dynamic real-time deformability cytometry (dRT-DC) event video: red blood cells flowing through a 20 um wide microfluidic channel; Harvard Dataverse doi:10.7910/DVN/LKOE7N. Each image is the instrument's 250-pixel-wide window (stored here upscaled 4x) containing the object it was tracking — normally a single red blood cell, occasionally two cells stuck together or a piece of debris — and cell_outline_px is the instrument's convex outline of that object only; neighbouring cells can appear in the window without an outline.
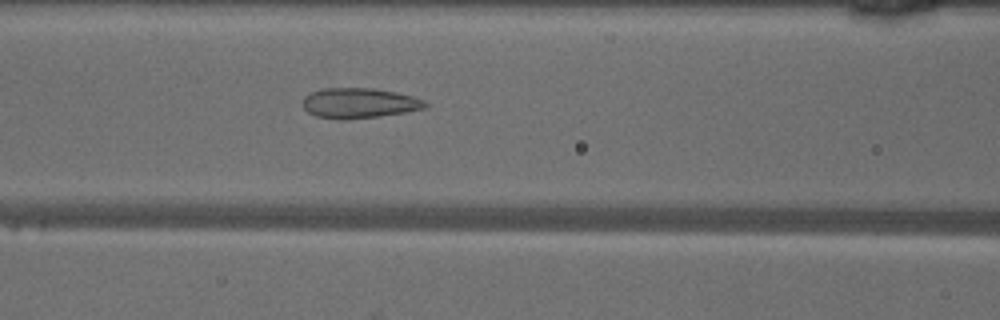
{"species": "common noctule bat (a hibernating species)", "species_latin": "Nyctalus noctula", "temperature_condition": "warm", "stored_images_in_passage": 48, "camera_frame_rate_fps": 3000, "um_per_image_px": 0.085, "animal": {"sex": "male", "body_mass_g": 18.8}, "frame": {"image": 1, "passage_image": 19, "time_ms": 6.0, "image_size_px": [1000, 320], "cell_outline_px": [[428, 104], [424, 108], [404, 112], [380, 116], [344, 120], [340, 120], [316, 116], [308, 112], [304, 108], [304, 96], [312, 92], [324, 88], [372, 88], [396, 92], [412, 96], [424, 100]], "centroid_in_image_um": [30.52, 8.76], "position_along_channel_um": 136.1, "area_um2": 21.44}}
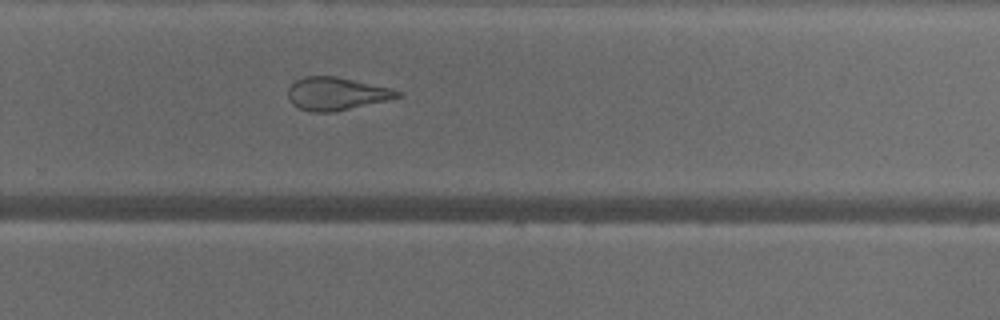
{"frame": {"image": 2, "passage_image": 31, "time_ms": 10.0, "image_size_px": [1000, 320], "cell_outline_px": [[404, 96], [388, 100], [332, 112], [308, 112], [292, 104], [288, 96], [288, 88], [296, 80], [304, 76], [336, 76], [392, 88], [404, 92]], "centroid_in_image_um": [28.62, 7.96], "position_along_channel_um": 301.2, "area_um2": 21.1}}
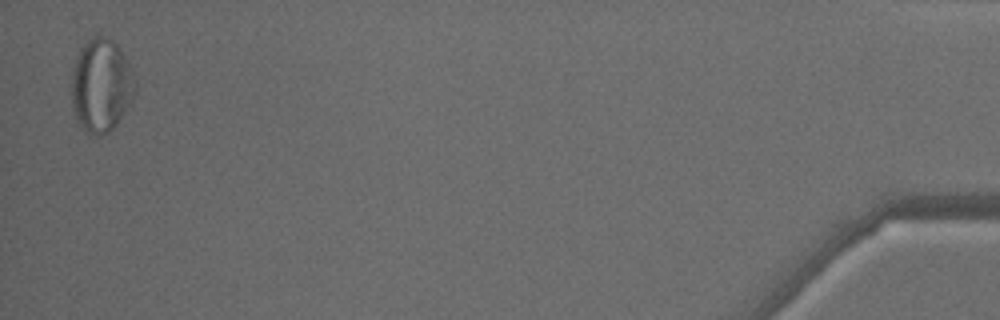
{"frame": {"image": 3, "passage_image": 47, "time_ms": 15.333, "image_size_px": [1000, 320], "cell_outline_px": [[136, 92], [132, 100], [116, 124], [108, 132], [100, 136], [88, 136], [80, 128], [76, 120], [72, 108], [68, 92], [76, 60], [84, 44], [88, 40], [96, 36], [104, 36], [112, 40], [120, 48], [132, 72], [136, 84]], "centroid_in_image_um": [8.56, 7.33], "position_along_channel_um": 426.6, "area_um2": 34.97}, "authors_computed_cell_mechanics": {"area_um2": 25.7788, "velocity_mm_per_s": 4.1429, "shape_relaxation_time_tau1_ms": null, "shape_relaxation_time_tau2_ms": 1.6527, "deformation_change_tau1": null, "deformation_change_tau2": 0.1068}}